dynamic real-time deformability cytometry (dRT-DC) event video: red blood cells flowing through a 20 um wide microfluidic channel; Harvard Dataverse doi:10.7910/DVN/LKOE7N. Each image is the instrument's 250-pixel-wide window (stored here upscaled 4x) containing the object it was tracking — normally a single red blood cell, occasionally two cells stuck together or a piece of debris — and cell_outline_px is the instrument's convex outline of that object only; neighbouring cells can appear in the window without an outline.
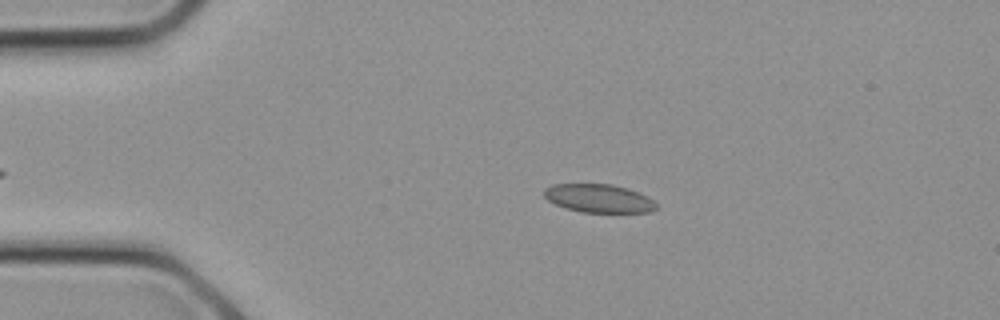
{"species": "common noctule bat (a hibernating species)", "species_latin": "Nyctalus noctula", "temperature_condition": "cold", "stored_images_in_passage": 14, "camera_frame_rate_fps": 3000, "um_per_image_px": 0.085, "animal": {"sex": "female", "body_mass_g": 21.9}, "frame": {"image": 1, "passage_image": 5, "time_ms": 1.333, "image_size_px": [1000, 320], "cell_outline_px": [[656, 208], [648, 212], [580, 212], [564, 208], [548, 200], [544, 196], [544, 188], [552, 184], [612, 184], [628, 188], [648, 196], [656, 204]], "centroid_in_image_um": [50.87, 16.85], "position_along_channel_um": 34.1, "area_um2": 18.55}}
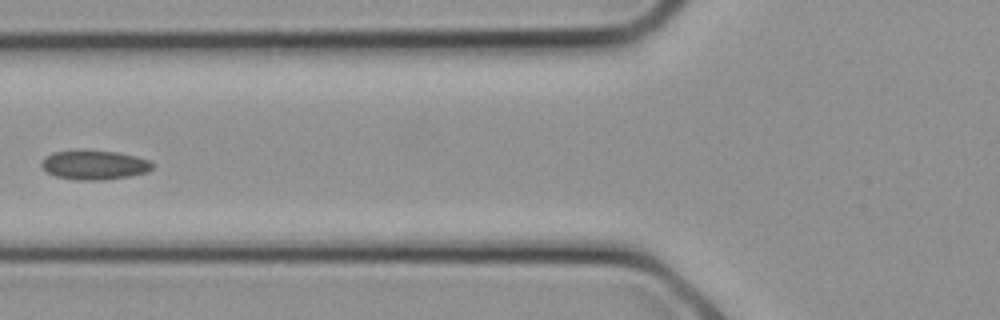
{"frame": {"image": 2, "passage_image": 10, "time_ms": 3.0, "image_size_px": [1000, 320], "cell_outline_px": [[152, 168], [148, 172], [128, 176], [100, 180], [76, 180], [56, 176], [48, 172], [40, 164], [44, 156], [52, 152], [80, 148], [116, 152], [136, 156], [148, 160], [152, 164]], "centroid_in_image_um": [7.96, 13.98], "position_along_channel_um": 117.8, "area_um2": 19.25}}
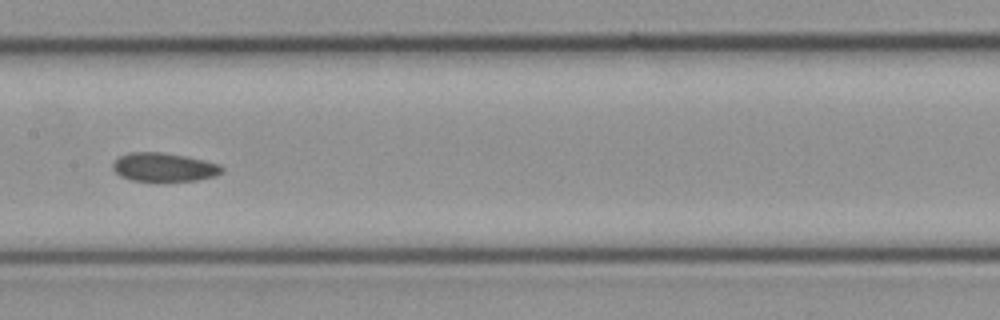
{"frame": {"image": 3, "passage_image": 13, "time_ms": 4.0, "image_size_px": [1000, 320], "cell_outline_px": [[224, 172], [216, 176], [196, 180], [132, 180], [120, 176], [112, 168], [112, 164], [120, 156], [128, 152], [160, 152], [188, 156], [220, 164], [224, 168]], "centroid_in_image_um": [13.97, 14.19], "position_along_channel_um": 193.4, "area_um2": 18.15}}